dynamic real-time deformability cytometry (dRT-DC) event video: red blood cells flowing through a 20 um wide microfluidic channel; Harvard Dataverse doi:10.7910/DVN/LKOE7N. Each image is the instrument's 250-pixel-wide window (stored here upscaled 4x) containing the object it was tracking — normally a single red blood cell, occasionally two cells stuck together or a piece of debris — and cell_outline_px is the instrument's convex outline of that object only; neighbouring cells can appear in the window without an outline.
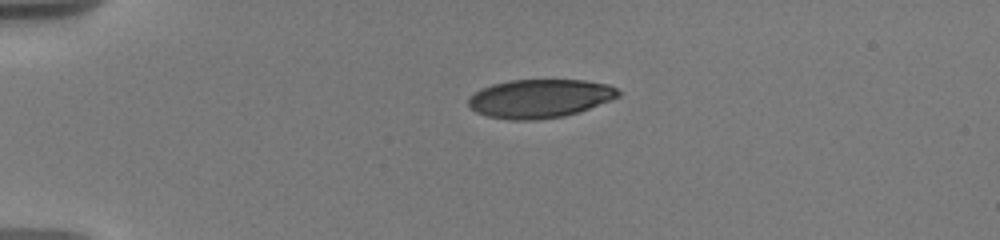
{"species": "human", "species_latin": "Homo sapiens", "temperature_condition": "warm", "stored_images_in_passage": 44, "camera_frame_rate_fps": 3000, "um_per_image_px": 0.085, "donor": {"sex": "male"}, "frame": {"image": 1, "passage_image": 1, "time_ms": 0.0, "image_size_px": [1000, 240], "cell_outline_px": [[620, 96], [612, 100], [580, 112], [564, 116], [540, 120], [508, 120], [488, 116], [476, 112], [468, 104], [468, 100], [480, 88], [492, 84], [508, 80], [584, 80], [608, 84], [616, 88], [620, 92]], "centroid_in_image_um": [45.91, 8.38], "position_along_channel_um": 39.1, "area_um2": 33.93}}
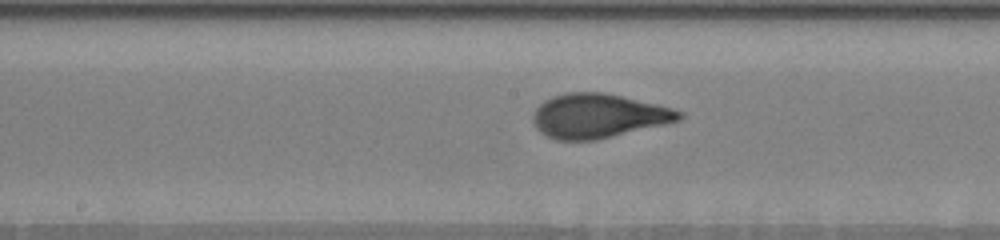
{"frame": {"image": 2, "passage_image": 18, "time_ms": 5.667, "image_size_px": [1000, 240], "cell_outline_px": [[684, 116], [680, 120], [664, 124], [596, 140], [556, 140], [540, 132], [536, 128], [532, 120], [532, 116], [536, 108], [544, 100], [552, 96], [568, 92], [604, 92], [656, 104], [672, 108], [684, 112]], "centroid_in_image_um": [50.83, 9.84], "position_along_channel_um": 197.4, "area_um2": 37.57}}
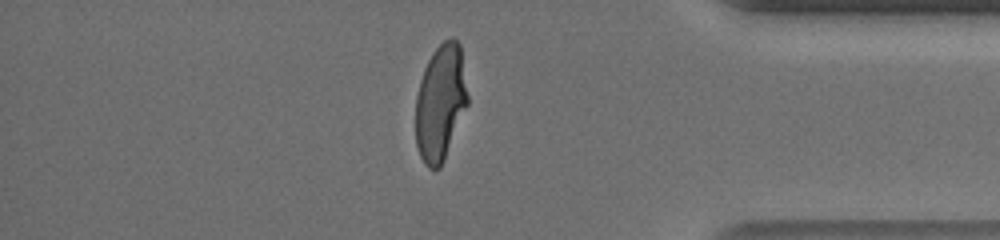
{"frame": {"image": 3, "passage_image": 39, "time_ms": 11.667, "image_size_px": [1000, 240], "cell_outline_px": [[468, 104], [444, 160], [440, 168], [428, 168], [424, 164], [420, 156], [416, 144], [416, 96], [420, 80], [424, 68], [432, 52], [444, 40], [452, 36], [460, 44], [468, 96]], "centroid_in_image_um": [37.44, 8.71], "position_along_channel_um": 397.8, "area_um2": 35.26}, "authors_computed_cell_mechanics": {"area_um2": 36.2406, "velocity_mm_per_s": 3.6554, "shape_relaxation_time_tau1_ms": 4.347, "shape_relaxation_time_tau2_ms": null, "deformation_change_tau1": 0.2286, "deformation_change_tau2": null}}